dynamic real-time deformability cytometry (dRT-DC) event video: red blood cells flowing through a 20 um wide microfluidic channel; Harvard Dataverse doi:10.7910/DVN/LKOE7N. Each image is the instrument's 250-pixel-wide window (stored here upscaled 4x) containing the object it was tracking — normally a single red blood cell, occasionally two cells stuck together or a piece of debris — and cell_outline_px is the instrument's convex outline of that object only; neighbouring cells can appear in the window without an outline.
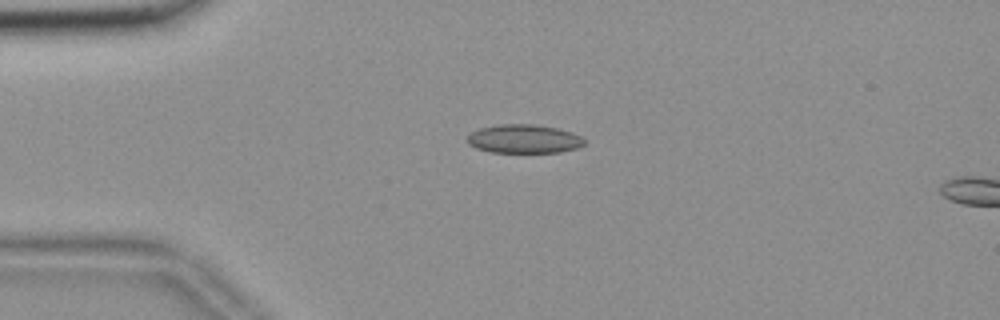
{"species": "common noctule bat (a hibernating species)", "species_latin": "Nyctalus noctula", "temperature_condition": "room temperature", "stored_images_in_passage": 5, "camera_frame_rate_fps": 3000, "um_per_image_px": 0.085, "animal": {"sex": "female", "body_mass_g": 18.4}, "frame": {"image": 1, "passage_image": 1, "time_ms": 0.0, "image_size_px": [1000, 320], "cell_outline_px": [[584, 144], [576, 148], [560, 152], [492, 152], [476, 148], [468, 144], [468, 136], [472, 132], [480, 128], [496, 124], [536, 124], [556, 128], [572, 132], [580, 136], [584, 140]], "centroid_in_image_um": [44.53, 11.8], "position_along_channel_um": 40.5, "area_um2": 19.48}}